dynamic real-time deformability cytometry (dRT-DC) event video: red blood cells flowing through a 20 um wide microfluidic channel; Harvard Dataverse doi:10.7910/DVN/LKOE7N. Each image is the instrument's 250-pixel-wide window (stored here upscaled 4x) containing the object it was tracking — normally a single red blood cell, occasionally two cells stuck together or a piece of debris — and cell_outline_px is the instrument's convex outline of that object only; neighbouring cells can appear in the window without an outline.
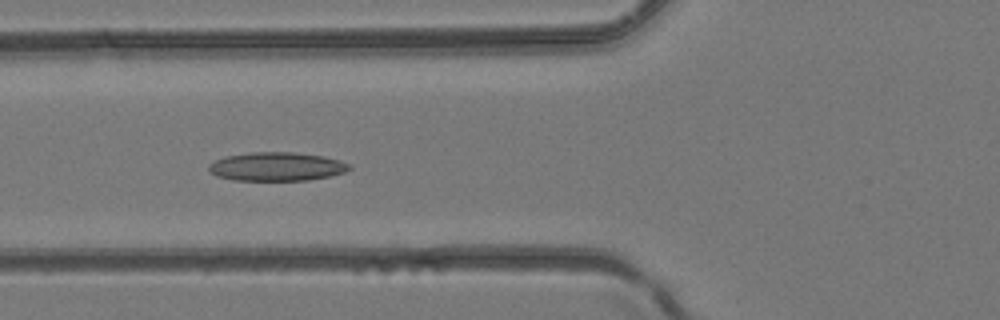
{"species": "common noctule bat (a hibernating species)", "species_latin": "Nyctalus noctula", "temperature_condition": "room temperature", "stored_images_in_passage": 43, "camera_frame_rate_fps": 3000, "um_per_image_px": 0.085, "animal": {"sex": "female", "body_mass_g": 24.6, "forearm_length_mm": 56.2}, "frame": {"image": 1, "passage_image": 17, "time_ms": 5.333, "image_size_px": [1000, 320], "cell_outline_px": [[352, 168], [344, 172], [332, 176], [308, 180], [232, 180], [216, 176], [208, 172], [208, 164], [224, 156], [252, 152], [292, 152], [324, 156], [340, 160], [352, 164]], "centroid_in_image_um": [23.52, 14.16], "position_along_channel_um": 102.3, "area_um2": 23.76}}
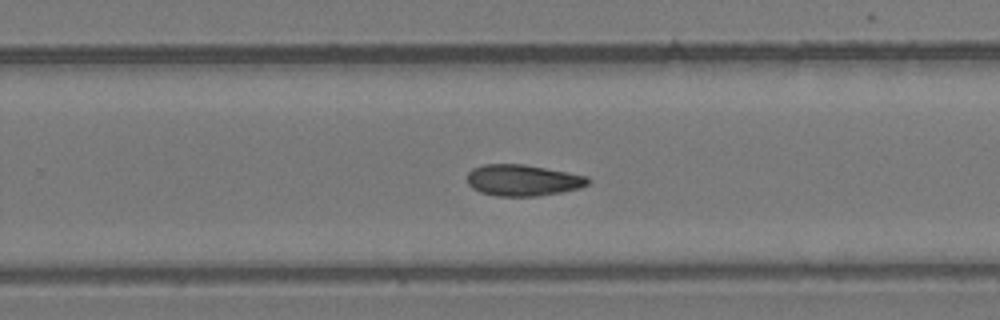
{"frame": {"image": 2, "passage_image": 28, "time_ms": 9.0, "image_size_px": [1000, 320], "cell_outline_px": [[592, 180], [588, 184], [580, 188], [560, 192], [536, 196], [496, 196], [480, 192], [472, 188], [468, 184], [468, 172], [472, 168], [484, 164], [524, 164], [588, 176]], "centroid_in_image_um": [44.44, 15.32], "position_along_channel_um": 285.4, "area_um2": 22.08}}
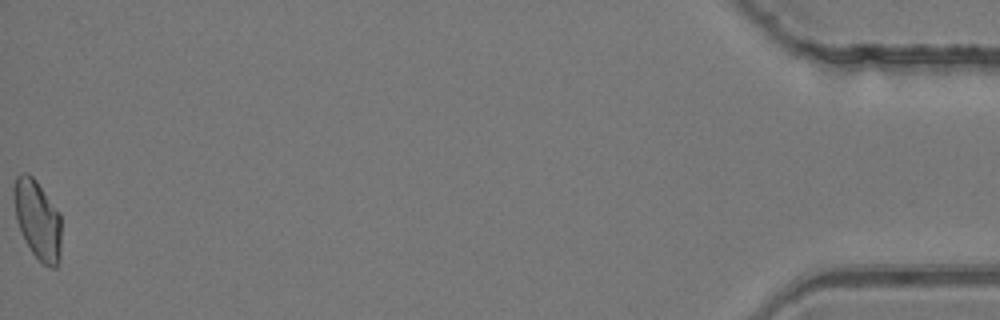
{"frame": {"image": 3, "passage_image": 43, "time_ms": 14.0, "image_size_px": [1000, 320], "cell_outline_px": [[60, 260], [56, 268], [52, 268], [44, 264], [32, 252], [20, 232], [16, 220], [12, 192], [12, 188], [16, 176], [20, 172], [28, 172], [36, 180], [60, 212]], "centroid_in_image_um": [3.17, 18.63], "position_along_channel_um": 432.0, "area_um2": 22.2}}